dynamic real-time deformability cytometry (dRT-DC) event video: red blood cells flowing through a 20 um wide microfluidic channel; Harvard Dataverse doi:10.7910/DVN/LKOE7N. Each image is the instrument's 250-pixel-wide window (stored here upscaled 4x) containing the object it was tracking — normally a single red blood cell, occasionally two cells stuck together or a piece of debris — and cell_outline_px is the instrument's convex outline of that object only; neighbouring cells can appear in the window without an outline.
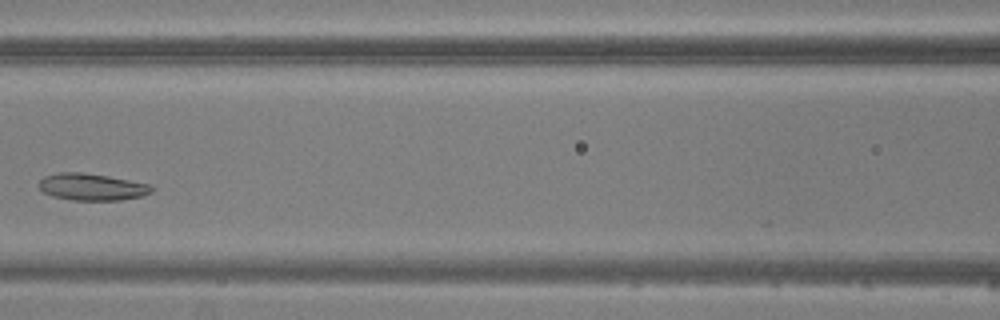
{"species": "common noctule bat (a hibernating species)", "species_latin": "Nyctalus noctula", "temperature_condition": "warm", "stored_images_in_passage": 4, "camera_frame_rate_fps": 3000, "um_per_image_px": 0.085, "animal": {"sex": "male", "body_mass_g": 20.5, "forearm_length_mm": 52.5}, "frame": {"image": 1, "passage_image": 4, "time_ms": 3.667, "image_size_px": [1000, 320], "cell_outline_px": [[156, 188], [152, 192], [140, 196], [120, 200], [72, 200], [52, 196], [40, 192], [36, 184], [44, 176], [60, 172], [80, 172], [108, 176], [148, 184]], "centroid_in_image_um": [7.74, 15.89], "position_along_channel_um": 158.9, "area_um2": 17.8}}